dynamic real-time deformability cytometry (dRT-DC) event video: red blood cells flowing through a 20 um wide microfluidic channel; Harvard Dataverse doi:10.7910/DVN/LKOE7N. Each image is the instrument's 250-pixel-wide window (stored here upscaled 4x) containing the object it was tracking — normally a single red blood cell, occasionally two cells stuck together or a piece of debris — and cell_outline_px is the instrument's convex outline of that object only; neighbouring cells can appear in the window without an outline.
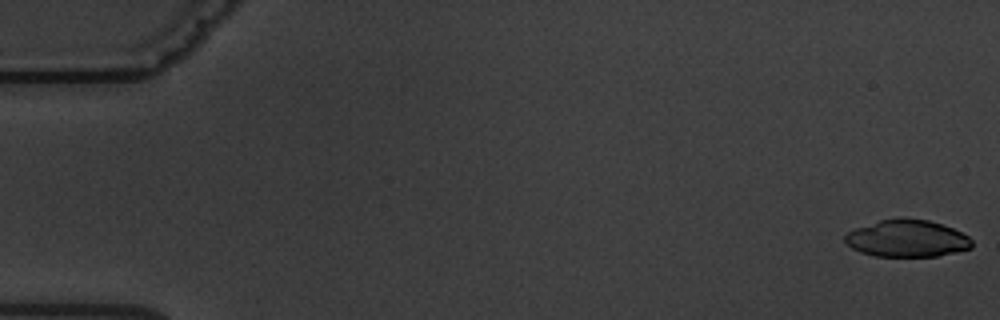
{"species": "common noctule bat (a hibernating species)", "species_latin": "Nyctalus noctula", "temperature_condition": "warm", "stored_images_in_passage": 6, "camera_frame_rate_fps": 3000, "um_per_image_px": 0.085, "animal": {"sex": "male", "body_mass_g": 19.5, "forearm_length_mm": 54.6}, "frame": {"image": 1, "passage_image": 1, "time_ms": 0.0, "image_size_px": [1000, 320], "cell_outline_px": [[972, 248], [936, 256], [876, 256], [860, 252], [852, 248], [844, 240], [844, 236], [848, 232], [856, 228], [880, 220], [900, 216], [904, 216], [928, 220], [952, 228], [968, 236], [972, 240]], "centroid_in_image_um": [77.09, 20.25], "position_along_channel_um": 7.9, "area_um2": 27.46}}